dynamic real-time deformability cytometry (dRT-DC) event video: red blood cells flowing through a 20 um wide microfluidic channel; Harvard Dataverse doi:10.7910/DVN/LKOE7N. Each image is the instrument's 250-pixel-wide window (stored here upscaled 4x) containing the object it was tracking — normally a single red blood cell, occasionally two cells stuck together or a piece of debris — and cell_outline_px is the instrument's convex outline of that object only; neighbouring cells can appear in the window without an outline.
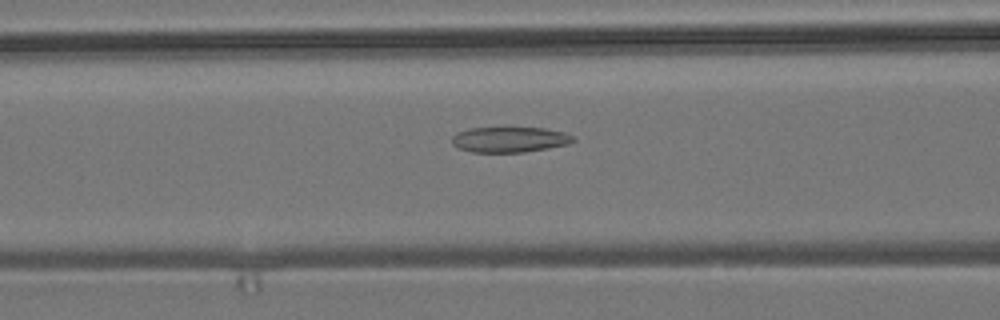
{"species": "common noctule bat (a hibernating species)", "species_latin": "Nyctalus noctula", "temperature_condition": "room temperature", "stored_images_in_passage": 37, "camera_frame_rate_fps": 3000, "um_per_image_px": 0.085, "animal": {"sex": "male", "body_mass_g": 19.2, "forearm_length_mm": 51.8}, "frame": {"image": 1, "passage_image": 22, "time_ms": 7.0, "image_size_px": [1000, 320], "cell_outline_px": [[576, 140], [568, 144], [548, 148], [524, 152], [472, 152], [456, 148], [452, 144], [452, 136], [456, 132], [468, 128], [504, 124], [544, 128], [564, 132], [576, 136]], "centroid_in_image_um": [43.29, 11.8], "position_along_channel_um": 123.3, "area_um2": 19.25}}
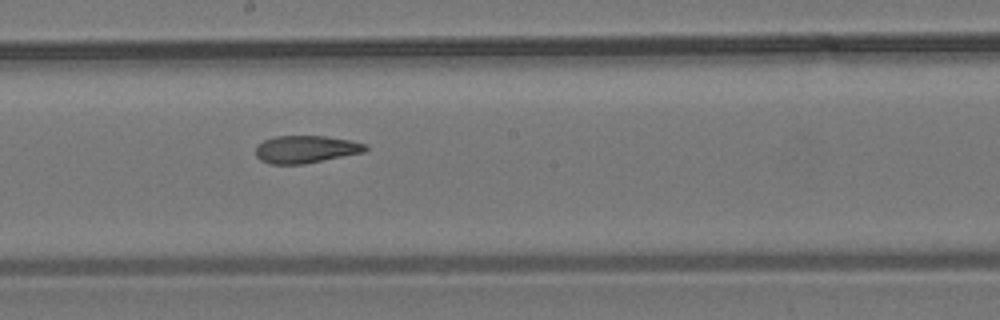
{"frame": {"image": 2, "passage_image": 30, "time_ms": 9.667, "image_size_px": [1000, 320], "cell_outline_px": [[368, 148], [364, 152], [304, 164], [272, 164], [260, 160], [256, 156], [256, 144], [264, 140], [276, 136], [324, 136], [352, 140], [368, 144]], "centroid_in_image_um": [26.0, 12.68], "position_along_channel_um": 222.2, "area_um2": 17.69}}
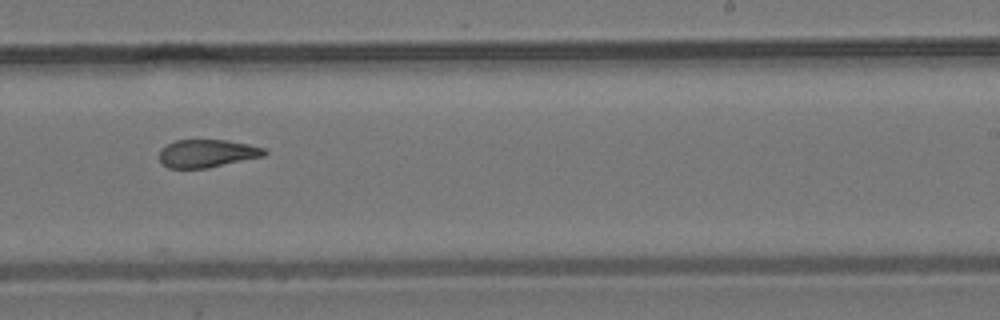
{"frame": {"image": 3, "passage_image": 34, "time_ms": 11.0, "image_size_px": [1000, 320], "cell_outline_px": [[268, 152], [264, 156], [208, 168], [168, 168], [160, 160], [160, 148], [176, 140], [228, 140], [248, 144], [264, 148]], "centroid_in_image_um": [17.61, 13.04], "position_along_channel_um": 271.4, "area_um2": 17.05}}